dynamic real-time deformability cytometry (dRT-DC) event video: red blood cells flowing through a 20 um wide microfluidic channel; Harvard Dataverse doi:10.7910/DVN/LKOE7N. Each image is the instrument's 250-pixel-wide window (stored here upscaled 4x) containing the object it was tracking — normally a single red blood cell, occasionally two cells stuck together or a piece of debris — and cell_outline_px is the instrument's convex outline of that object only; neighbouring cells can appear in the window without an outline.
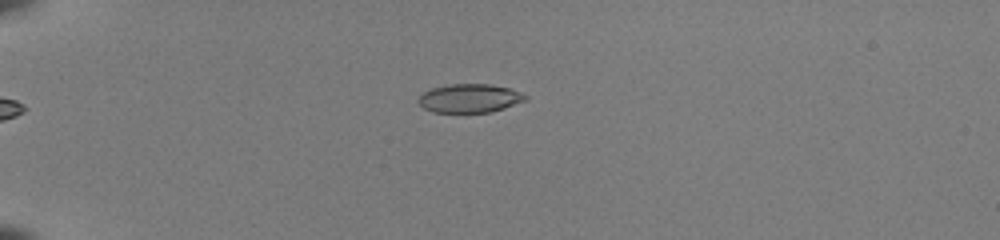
{"species": "common noctule bat (a hibernating species)", "species_latin": "Nyctalus noctula", "temperature_condition": "room temperature", "stored_images_in_passage": 38, "camera_frame_rate_fps": 3000, "um_per_image_px": 0.085, "animal": {"sex": "female", "body_mass_g": 22.0, "forearm_length_mm": 56.7}, "frame": {"image": 1, "passage_image": 1, "time_ms": 0.0, "image_size_px": [1000, 240], "cell_outline_px": [[528, 100], [492, 112], [432, 112], [424, 108], [416, 100], [424, 92], [432, 88], [448, 84], [488, 84], [508, 88], [520, 92], [528, 96]], "centroid_in_image_um": [39.93, 8.35], "position_along_channel_um": 45.1, "area_um2": 17.86}}
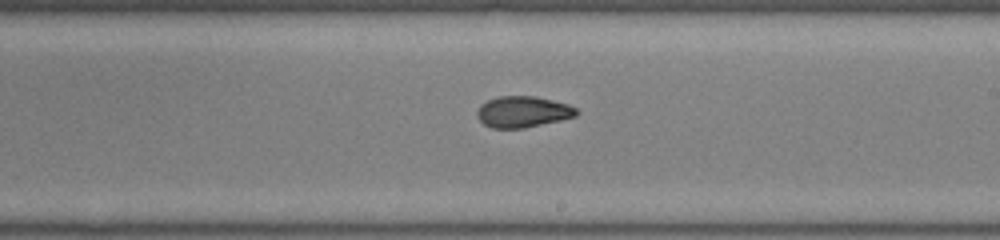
{"frame": {"image": 2, "passage_image": 19, "time_ms": 6.0, "image_size_px": [1000, 240], "cell_outline_px": [[580, 112], [576, 116], [560, 120], [524, 128], [492, 128], [484, 124], [476, 116], [476, 112], [480, 104], [488, 100], [500, 96], [536, 96], [568, 104], [576, 108]], "centroid_in_image_um": [44.44, 9.5], "position_along_channel_um": 244.6, "area_um2": 18.09}}
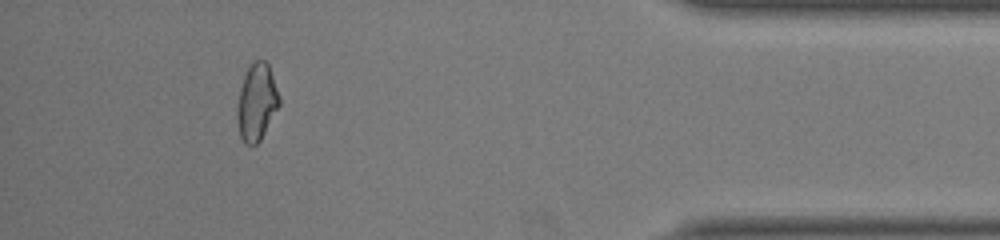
{"frame": {"image": 3, "passage_image": 34, "time_ms": 11.0, "image_size_px": [1000, 240], "cell_outline_px": [[280, 104], [260, 140], [256, 144], [244, 144], [240, 136], [236, 116], [236, 112], [240, 88], [244, 76], [248, 68], [256, 60], [264, 60], [268, 64], [280, 100]], "centroid_in_image_um": [21.8, 8.71], "position_along_channel_um": 413.4, "area_um2": 18.5}, "authors_computed_cell_mechanics": {"area_um2": 18.496, "velocity_mm_per_s": 4.1054, "shape_relaxation_time_tau1_ms": 5.6013, "shape_relaxation_time_tau2_ms": 1.8207, "deformation_change_tau1": 0.1446, "deformation_change_tau2": 0.0665}}